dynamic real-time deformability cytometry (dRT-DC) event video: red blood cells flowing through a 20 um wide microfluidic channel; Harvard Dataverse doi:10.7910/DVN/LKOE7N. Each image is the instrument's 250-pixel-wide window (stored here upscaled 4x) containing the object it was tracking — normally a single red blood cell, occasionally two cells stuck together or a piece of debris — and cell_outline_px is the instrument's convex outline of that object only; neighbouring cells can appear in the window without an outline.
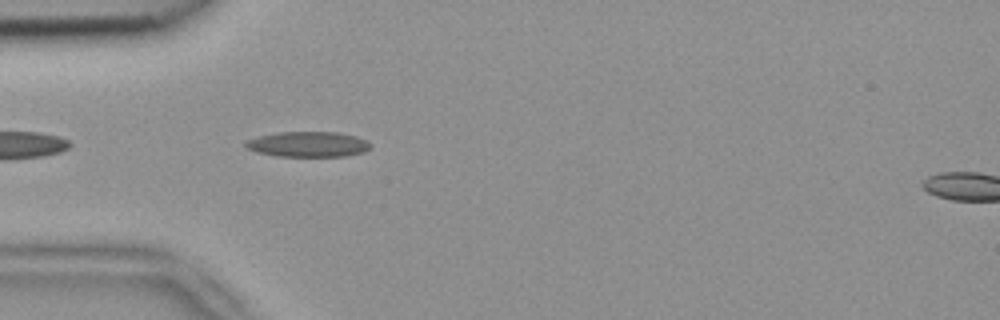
{"species": "common noctule bat (a hibernating species)", "species_latin": "Nyctalus noctula", "temperature_condition": "room temperature", "stored_images_in_passage": 4, "camera_frame_rate_fps": 3000, "um_per_image_px": 0.085, "animal": {"sex": "female", "body_mass_g": 18.4}, "frame": {"image": 1, "passage_image": 3, "time_ms": 0.667, "image_size_px": [1000, 320], "cell_outline_px": [[372, 148], [364, 152], [344, 156], [276, 156], [256, 152], [248, 148], [244, 144], [244, 140], [276, 132], [336, 132], [356, 136], [368, 140], [372, 144]], "centroid_in_image_um": [26.21, 12.26], "position_along_channel_um": 58.8, "area_um2": 18.61}}